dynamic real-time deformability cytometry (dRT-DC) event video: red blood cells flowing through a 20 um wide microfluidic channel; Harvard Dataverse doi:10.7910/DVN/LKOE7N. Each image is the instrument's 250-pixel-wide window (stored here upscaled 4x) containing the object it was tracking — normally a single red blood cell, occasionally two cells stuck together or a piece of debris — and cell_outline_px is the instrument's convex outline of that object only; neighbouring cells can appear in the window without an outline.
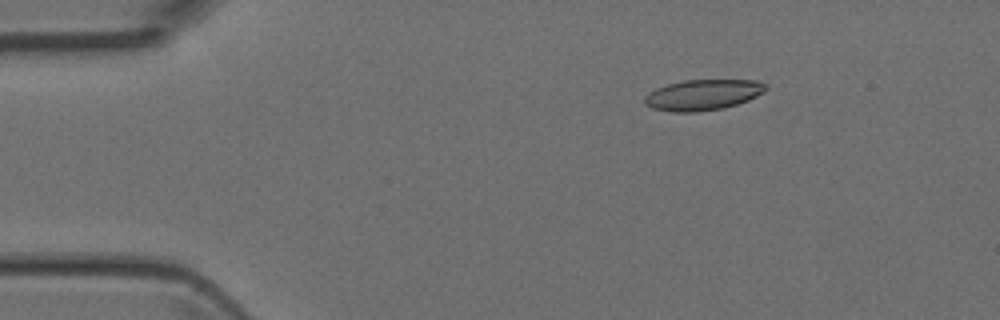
{"species": "Egyptian fruit bat (a non-hibernating species)", "species_latin": "Rousettus aegyptiacus", "temperature_condition": "room temperature", "stored_images_in_passage": 3, "camera_frame_rate_fps": 3000, "um_per_image_px": 0.085, "animal": {"sex": "female"}, "frame": {"image": 1, "passage_image": 1, "time_ms": 0.0, "image_size_px": [1000, 320], "cell_outline_px": [[768, 88], [764, 92], [748, 100], [724, 108], [696, 112], [672, 112], [652, 108], [644, 104], [644, 96], [648, 92], [656, 88], [668, 84], [684, 80], [756, 80], [768, 84]], "centroid_in_image_um": [59.74, 8.06], "position_along_channel_um": 25.3, "area_um2": 21.85}}
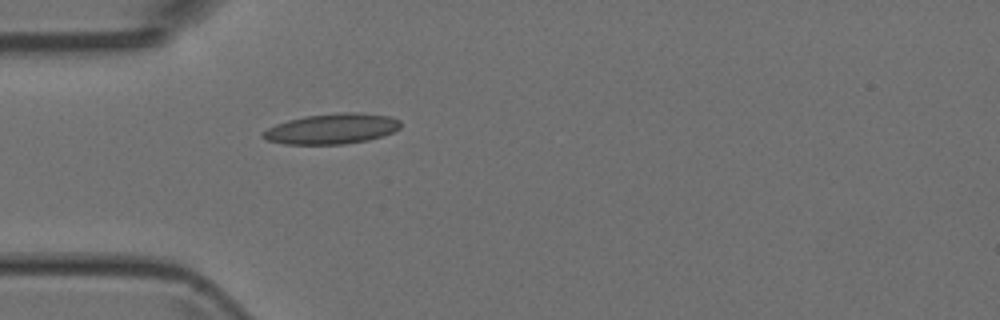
{"frame": {"image": 2, "passage_image": 3, "time_ms": 2.333, "image_size_px": [1000, 320], "cell_outline_px": [[400, 128], [392, 132], [368, 140], [344, 144], [284, 144], [268, 140], [260, 136], [260, 132], [276, 124], [288, 120], [304, 116], [336, 112], [360, 112], [392, 116], [400, 120]], "centroid_in_image_um": [28.2, 10.93], "position_along_channel_um": 56.8, "area_um2": 24.57}}